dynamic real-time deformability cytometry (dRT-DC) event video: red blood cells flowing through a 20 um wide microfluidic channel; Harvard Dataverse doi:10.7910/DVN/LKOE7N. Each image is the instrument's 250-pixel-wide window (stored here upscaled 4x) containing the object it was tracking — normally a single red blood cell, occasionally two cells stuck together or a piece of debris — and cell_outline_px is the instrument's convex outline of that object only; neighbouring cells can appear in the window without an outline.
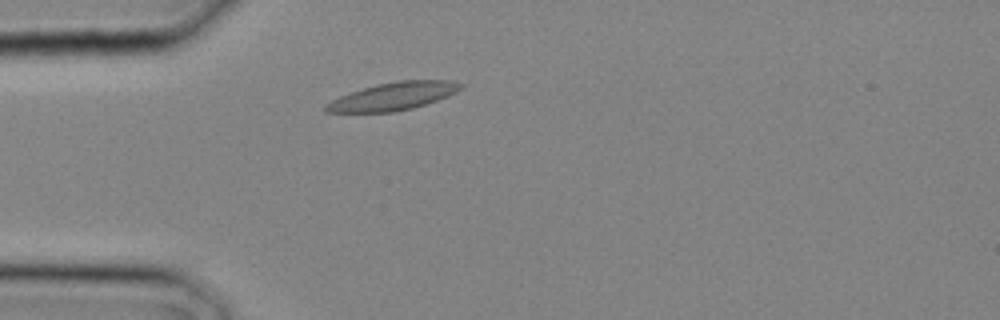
{"species": "common noctule bat (a hibernating species)", "species_latin": "Nyctalus noctula", "temperature_condition": "cold", "stored_images_in_passage": 18, "camera_frame_rate_fps": 3000, "um_per_image_px": 0.085, "animal": {"sex": "male", "body_mass_g": 20.4}, "frame": {"image": 1, "passage_image": 1, "time_ms": 0.0, "image_size_px": [1000, 320], "cell_outline_px": [[464, 88], [448, 96], [412, 108], [392, 112], [324, 112], [324, 104], [340, 96], [376, 84], [396, 80], [448, 80], [464, 84]], "centroid_in_image_um": [33.43, 8.17], "position_along_channel_um": 51.6, "area_um2": 21.73}}
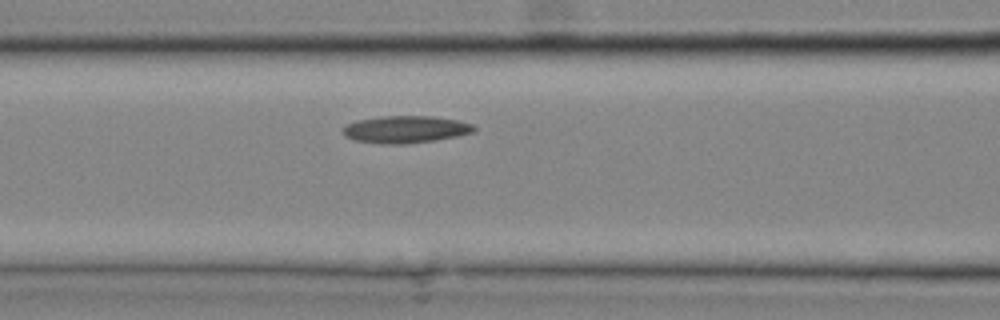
{"frame": {"image": 2, "passage_image": 5, "time_ms": 1.333, "image_size_px": [1000, 320], "cell_outline_px": [[476, 132], [436, 140], [408, 144], [380, 144], [356, 140], [344, 136], [344, 124], [360, 120], [384, 116], [432, 116], [460, 120], [472, 124], [476, 128]], "centroid_in_image_um": [34.51, 11.0], "position_along_channel_um": 132.1, "area_um2": 20.87}}
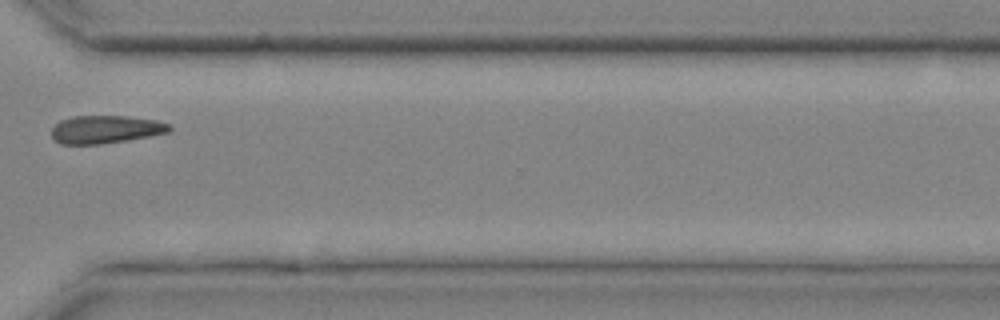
{"frame": {"image": 3, "passage_image": 15, "time_ms": 4.667, "image_size_px": [1000, 320], "cell_outline_px": [[172, 128], [168, 132], [128, 140], [100, 144], [60, 144], [52, 140], [52, 128], [60, 120], [72, 116], [128, 116], [156, 120], [168, 124]], "centroid_in_image_um": [8.93, 11.0], "position_along_channel_um": 361.7, "area_um2": 19.19}}